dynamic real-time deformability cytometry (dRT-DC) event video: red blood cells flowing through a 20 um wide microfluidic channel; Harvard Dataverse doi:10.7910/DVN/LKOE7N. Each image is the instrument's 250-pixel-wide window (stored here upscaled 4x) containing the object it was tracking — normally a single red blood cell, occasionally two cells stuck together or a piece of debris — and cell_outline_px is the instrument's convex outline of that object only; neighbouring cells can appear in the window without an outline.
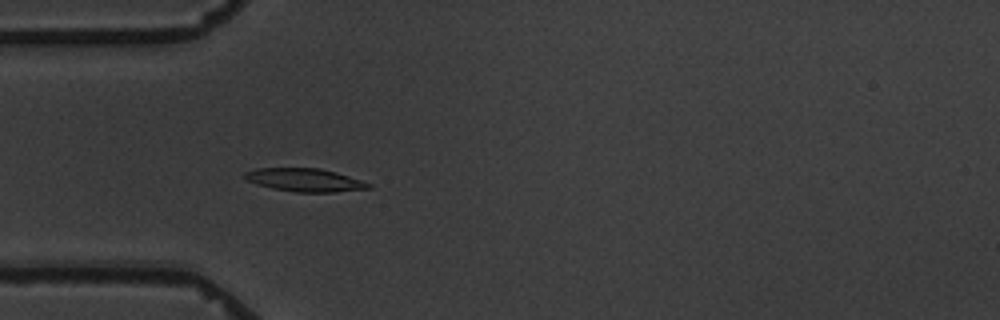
{"species": "common noctule bat (a hibernating species)", "species_latin": "Nyctalus noctula", "temperature_condition": "warm", "stored_images_in_passage": 4, "camera_frame_rate_fps": 3000, "um_per_image_px": 0.085, "animal": {"sex": "male", "body_mass_g": 19.5, "forearm_length_mm": 54.6}, "frame": {"image": 1, "passage_image": 4, "time_ms": 3.667, "image_size_px": [1000, 320], "cell_outline_px": [[372, 188], [336, 192], [296, 192], [272, 188], [256, 184], [244, 180], [244, 172], [256, 168], [320, 168], [336, 172], [372, 184]], "centroid_in_image_um": [25.88, 15.3], "position_along_channel_um": 59.1, "area_um2": 16.76}}